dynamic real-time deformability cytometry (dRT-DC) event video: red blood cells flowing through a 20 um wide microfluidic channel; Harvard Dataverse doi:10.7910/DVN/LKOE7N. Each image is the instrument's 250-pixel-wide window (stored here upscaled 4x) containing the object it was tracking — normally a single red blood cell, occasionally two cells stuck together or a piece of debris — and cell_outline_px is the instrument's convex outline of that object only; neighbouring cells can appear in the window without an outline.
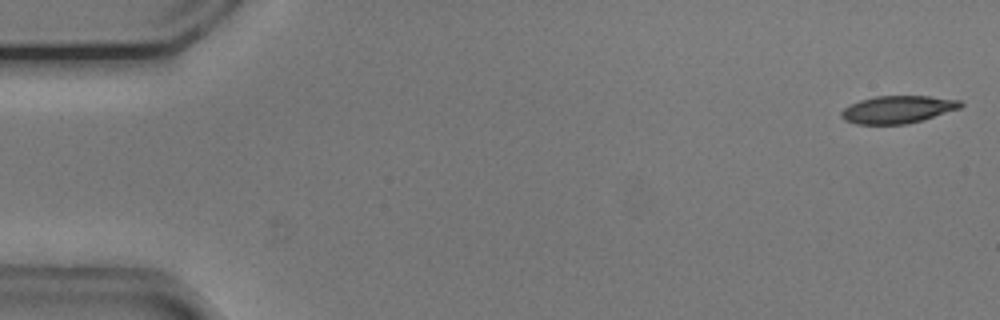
{"species": "common noctule bat (a hibernating species)", "species_latin": "Nyctalus noctula", "temperature_condition": "cold", "stored_images_in_passage": 10, "camera_frame_rate_fps": 3000, "um_per_image_px": 0.085, "animal": {"sex": "male", "body_mass_g": 20.5, "forearm_length_mm": 52.5}, "frame": {"image": 1, "passage_image": 1, "time_ms": 0.0, "image_size_px": [1000, 320], "cell_outline_px": [[964, 104], [960, 108], [924, 120], [908, 124], [856, 124], [844, 120], [840, 116], [840, 112], [844, 108], [860, 100], [876, 96], [928, 96], [960, 100]], "centroid_in_image_um": [76.31, 9.31], "position_along_channel_um": 8.7, "area_um2": 19.19}}